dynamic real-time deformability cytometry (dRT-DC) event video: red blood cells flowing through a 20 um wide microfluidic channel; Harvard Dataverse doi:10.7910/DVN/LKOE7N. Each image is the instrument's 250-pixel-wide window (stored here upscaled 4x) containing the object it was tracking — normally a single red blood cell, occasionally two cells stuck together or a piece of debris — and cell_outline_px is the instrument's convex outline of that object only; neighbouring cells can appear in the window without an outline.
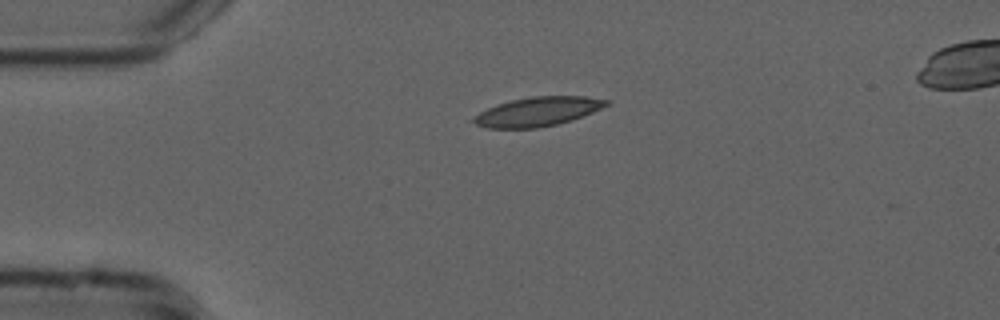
{"species": "common noctule bat (a hibernating species)", "species_latin": "Nyctalus noctula", "temperature_condition": "cold", "stored_images_in_passage": 15, "camera_frame_rate_fps": 3000, "um_per_image_px": 0.085, "animal": {"sex": "male", "forearm_length_mm": 52.5}, "frame": {"image": 1, "passage_image": 1, "time_ms": 0.0, "image_size_px": [1000, 320], "cell_outline_px": [[612, 100], [608, 104], [592, 112], [572, 120], [556, 124], [536, 128], [488, 128], [476, 124], [468, 120], [480, 112], [496, 104], [512, 100], [532, 96], [584, 96]], "centroid_in_image_um": [45.68, 9.48], "position_along_channel_um": 39.3, "area_um2": 22.48}}
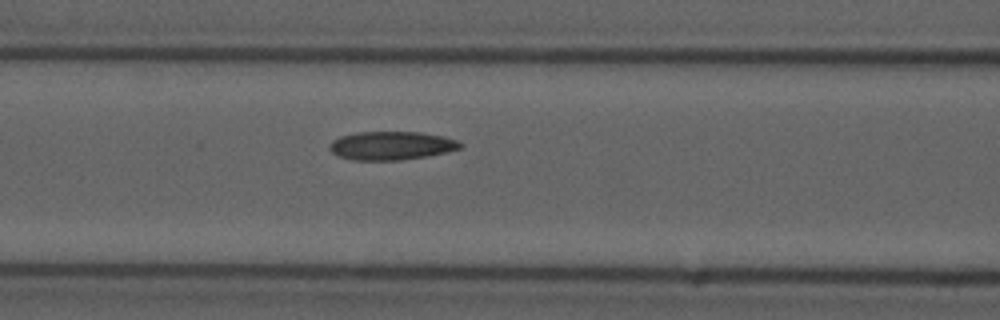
{"frame": {"image": 2, "passage_image": 11, "time_ms": 3.333, "image_size_px": [1000, 320], "cell_outline_px": [[464, 148], [448, 152], [428, 156], [400, 160], [352, 160], [340, 156], [332, 152], [328, 148], [332, 140], [340, 136], [356, 132], [420, 132], [444, 136], [456, 140], [464, 144]], "centroid_in_image_um": [33.31, 12.38], "position_along_channel_um": 133.3, "area_um2": 21.91}}
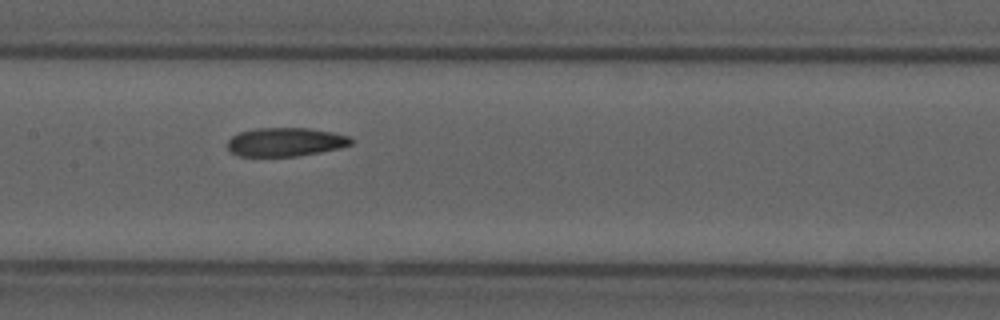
{"frame": {"image": 3, "passage_image": 15, "time_ms": 4.667, "image_size_px": [1000, 320], "cell_outline_px": [[352, 144], [340, 148], [320, 152], [296, 156], [236, 156], [228, 148], [228, 140], [232, 136], [240, 132], [256, 128], [308, 128], [332, 132], [348, 136], [352, 140]], "centroid_in_image_um": [24.25, 12.07], "position_along_channel_um": 183.1, "area_um2": 20.58}}